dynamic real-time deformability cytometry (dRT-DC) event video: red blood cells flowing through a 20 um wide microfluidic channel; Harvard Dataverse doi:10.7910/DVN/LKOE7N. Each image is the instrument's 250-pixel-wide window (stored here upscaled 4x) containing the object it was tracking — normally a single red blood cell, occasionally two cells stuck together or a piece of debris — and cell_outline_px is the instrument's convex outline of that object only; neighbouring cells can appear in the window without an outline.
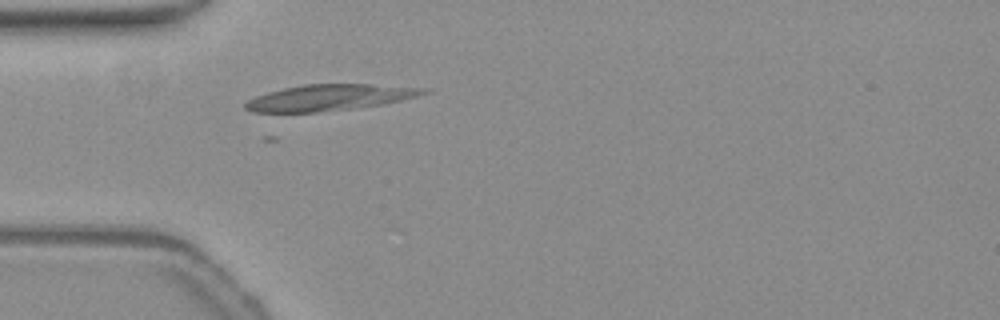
{"species": "common noctule bat (a hibernating species)", "species_latin": "Nyctalus noctula", "temperature_condition": "warm", "stored_images_in_passage": 21, "camera_frame_rate_fps": 3000, "um_per_image_px": 0.085, "animal": {"sex": "female", "body_mass_g": 19.3, "forearm_length_mm": 54.1}, "frame": {"image": 1, "passage_image": 1, "time_ms": 0.0, "image_size_px": [1000, 320], "cell_outline_px": [[432, 88], [428, 92], [416, 96], [384, 104], [356, 108], [316, 112], [252, 112], [244, 108], [244, 104], [248, 100], [256, 96], [268, 92], [284, 88], [304, 84], [372, 84]], "centroid_in_image_um": [28.03, 8.28], "position_along_channel_um": 57.0, "area_um2": 27.11}}